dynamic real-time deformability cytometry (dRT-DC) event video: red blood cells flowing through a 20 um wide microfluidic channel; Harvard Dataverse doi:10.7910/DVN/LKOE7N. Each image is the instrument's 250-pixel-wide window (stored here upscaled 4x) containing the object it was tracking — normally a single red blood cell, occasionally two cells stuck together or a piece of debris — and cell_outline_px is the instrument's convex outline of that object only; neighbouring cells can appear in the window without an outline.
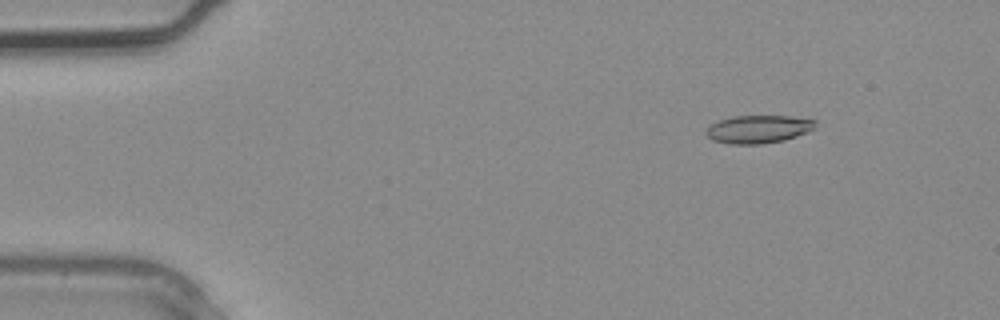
{"species": "common noctule bat (a hibernating species)", "species_latin": "Nyctalus noctula", "temperature_condition": "warm", "stored_images_in_passage": 2, "camera_frame_rate_fps": 3000, "um_per_image_px": 0.085, "animal": {"sex": "male", "body_mass_g": 20.4}, "frame": {"image": 1, "passage_image": 1, "time_ms": 0.0, "image_size_px": [1000, 320], "cell_outline_px": [[816, 128], [796, 136], [784, 140], [760, 144], [728, 144], [712, 140], [704, 132], [712, 124], [720, 120], [732, 116], [792, 116], [816, 120]], "centroid_in_image_um": [64.47, 10.98], "position_along_channel_um": 20.5, "area_um2": 17.8}}